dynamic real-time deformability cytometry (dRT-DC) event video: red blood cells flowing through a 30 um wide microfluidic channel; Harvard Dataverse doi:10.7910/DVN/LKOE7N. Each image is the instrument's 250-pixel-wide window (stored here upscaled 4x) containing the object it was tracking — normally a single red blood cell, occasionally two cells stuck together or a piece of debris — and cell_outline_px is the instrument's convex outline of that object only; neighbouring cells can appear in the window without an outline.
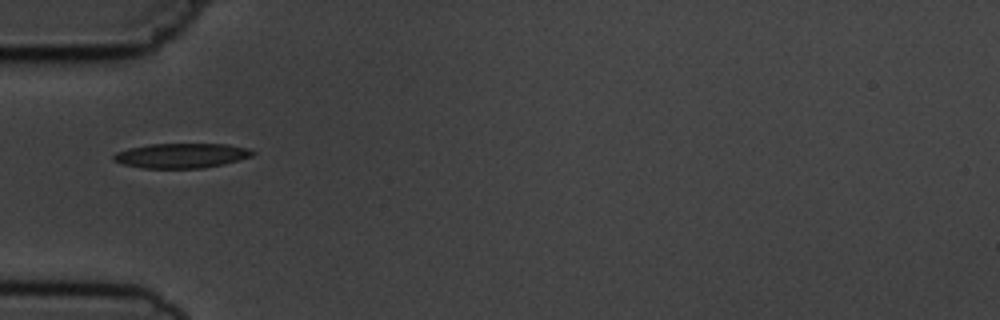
{"species": "common noctule bat (a hibernating species)", "species_latin": "Nyctalus noctula", "temperature_condition": "cold", "stored_images_in_passage": 8, "camera_frame_rate_fps": 3000, "um_per_image_px": 0.085, "animal": {"sex": "male", "body_mass_g": 19.5, "forearm_length_mm": 54.6}, "frame": {"image": 1, "passage_image": 6, "time_ms": 5.667, "image_size_px": [1000, 320], "cell_outline_px": [[256, 152], [252, 156], [240, 160], [224, 164], [204, 168], [144, 168], [124, 164], [112, 160], [112, 156], [116, 152], [128, 148], [148, 144], [228, 144], [248, 148]], "centroid_in_image_um": [15.43, 13.22], "position_along_channel_um": 69.6, "area_um2": 20.17}}
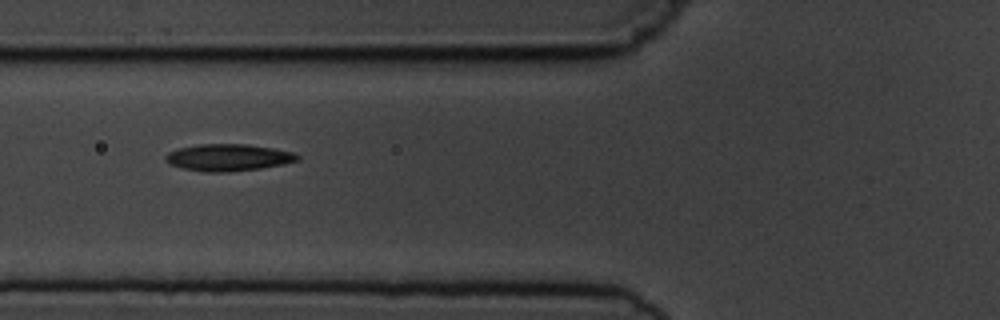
{"frame": {"image": 2, "passage_image": 7, "time_ms": 6.667, "image_size_px": [1000, 320], "cell_outline_px": [[300, 160], [284, 164], [260, 168], [224, 172], [208, 172], [184, 168], [168, 164], [164, 160], [164, 156], [168, 152], [180, 148], [200, 144], [248, 144], [272, 148], [292, 152], [300, 156]], "centroid_in_image_um": [19.39, 13.38], "position_along_channel_um": 106.4, "area_um2": 20.58}}
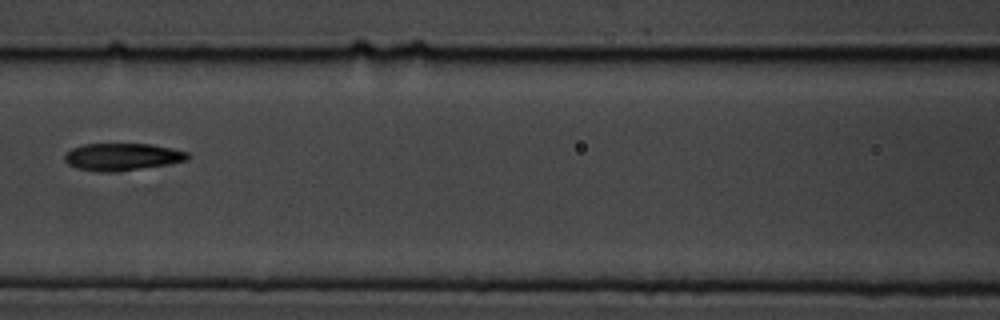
{"frame": {"image": 3, "passage_image": 8, "time_ms": 8.0, "image_size_px": [1000, 320], "cell_outline_px": [[192, 156], [188, 160], [168, 164], [120, 172], [96, 172], [76, 168], [68, 164], [64, 160], [64, 156], [72, 148], [84, 144], [152, 144], [172, 148], [188, 152]], "centroid_in_image_um": [10.41, 13.34], "position_along_channel_um": 156.2, "area_um2": 19.83}}